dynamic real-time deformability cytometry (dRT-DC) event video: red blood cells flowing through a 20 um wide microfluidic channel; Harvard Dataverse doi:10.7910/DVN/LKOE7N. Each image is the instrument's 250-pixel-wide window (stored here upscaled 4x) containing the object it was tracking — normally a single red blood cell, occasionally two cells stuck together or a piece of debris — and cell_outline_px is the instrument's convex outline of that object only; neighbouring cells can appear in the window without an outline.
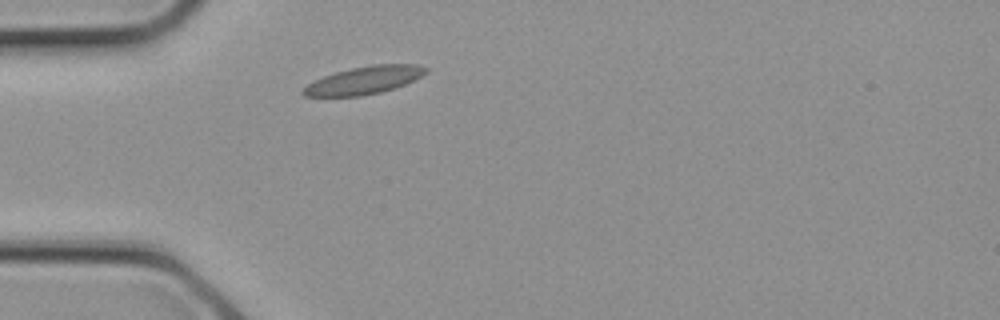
{"species": "common noctule bat (a hibernating species)", "species_latin": "Nyctalus noctula", "temperature_condition": "cold", "stored_images_in_passage": 1, "camera_frame_rate_fps": 3000, "um_per_image_px": 0.085, "animal": {"sex": "female", "body_mass_g": 21.9}, "frame": {"image": 1, "passage_image": 1, "time_ms": 0.0, "image_size_px": [1000, 320], "cell_outline_px": [[428, 72], [404, 84], [380, 92], [360, 96], [304, 96], [300, 92], [308, 84], [324, 76], [336, 72], [352, 68], [372, 64], [416, 64], [428, 68]], "centroid_in_image_um": [30.95, 6.81], "position_along_channel_um": 54.1, "area_um2": 19.48}}